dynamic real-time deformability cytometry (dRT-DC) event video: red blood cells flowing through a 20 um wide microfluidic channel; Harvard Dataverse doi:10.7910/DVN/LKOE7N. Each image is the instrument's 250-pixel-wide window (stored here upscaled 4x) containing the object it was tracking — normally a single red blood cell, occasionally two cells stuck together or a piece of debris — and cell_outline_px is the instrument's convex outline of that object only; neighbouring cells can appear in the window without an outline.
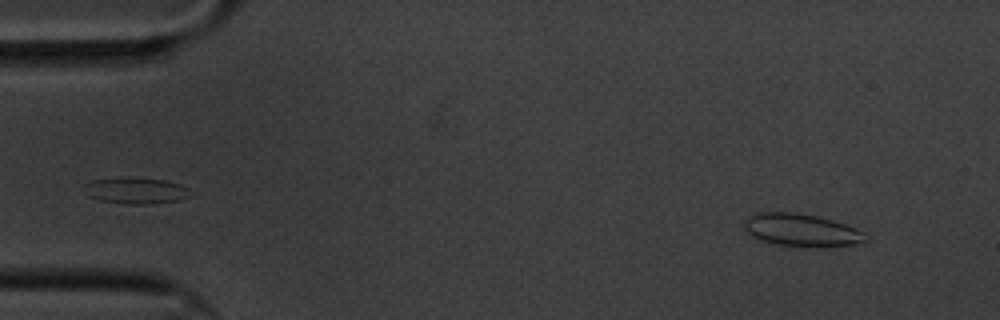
{"species": "common noctule bat (a hibernating species)", "species_latin": "Nyctalus noctula", "temperature_condition": "cold", "stored_images_in_passage": 60, "camera_frame_rate_fps": 3000, "um_per_image_px": 0.085, "animal": {"sex": "male", "body_mass_g": 20.1, "forearm_length_mm": 53.5}, "frame": {"image": 1, "passage_image": 5, "time_ms": 1.333, "image_size_px": [1000, 320], "cell_outline_px": [[868, 240], [856, 244], [776, 244], [760, 240], [752, 236], [744, 228], [744, 220], [748, 216], [756, 212], [796, 212], [816, 216], [832, 220], [844, 224], [864, 232]], "centroid_in_image_um": [68.04, 19.5], "position_along_channel_um": 17.0, "area_um2": 22.08}}
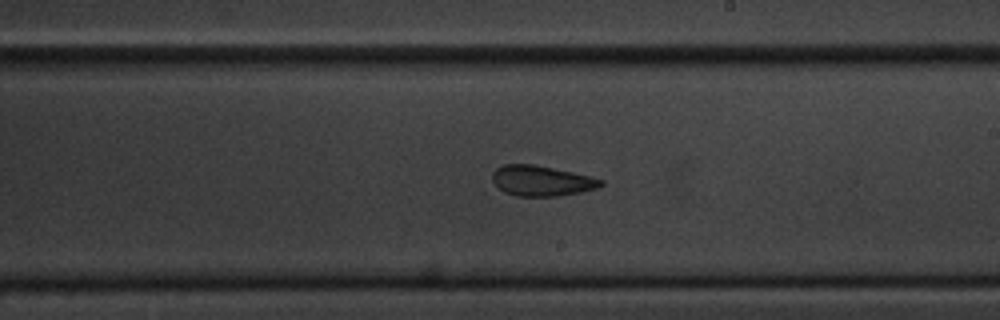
{"frame": {"image": 2, "passage_image": 34, "time_ms": 11.0, "image_size_px": [1000, 320], "cell_outline_px": [[604, 184], [596, 188], [580, 192], [556, 196], [516, 196], [504, 192], [492, 180], [492, 172], [496, 168], [504, 164], [532, 164], [592, 176], [604, 180]], "centroid_in_image_um": [46.03, 15.36], "position_along_channel_um": 243.0, "area_um2": 19.13}}
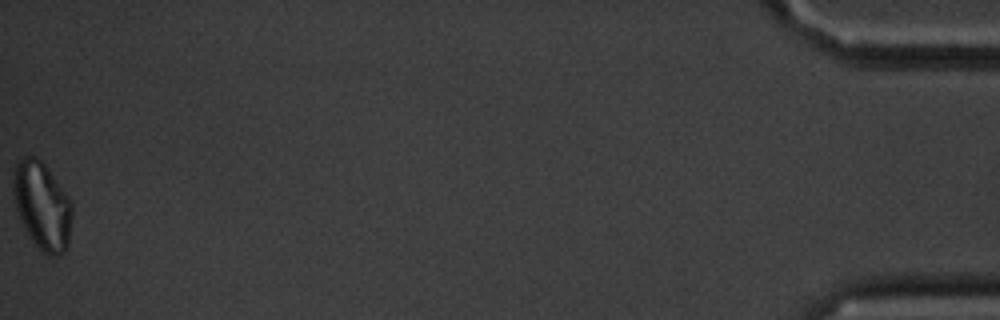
{"frame": {"image": 3, "passage_image": 60, "time_ms": 19.667, "image_size_px": [1000, 320], "cell_outline_px": [[72, 216], [68, 244], [64, 252], [60, 256], [48, 256], [28, 236], [16, 212], [12, 192], [12, 172], [16, 160], [24, 156], [36, 156], [44, 164], [68, 196], [72, 204]], "centroid_in_image_um": [3.54, 17.47], "position_along_channel_um": 431.7, "area_um2": 30.46}, "authors_computed_cell_mechanics": {"area_um2": 21.6461, "velocity_mm_per_s": 3.3009, "shape_relaxation_time_tau1_ms": 8.7182, "shape_relaxation_time_tau2_ms": 3.3537, "deformation_change_tau1": 0.1131, "deformation_change_tau2": 0.077}}